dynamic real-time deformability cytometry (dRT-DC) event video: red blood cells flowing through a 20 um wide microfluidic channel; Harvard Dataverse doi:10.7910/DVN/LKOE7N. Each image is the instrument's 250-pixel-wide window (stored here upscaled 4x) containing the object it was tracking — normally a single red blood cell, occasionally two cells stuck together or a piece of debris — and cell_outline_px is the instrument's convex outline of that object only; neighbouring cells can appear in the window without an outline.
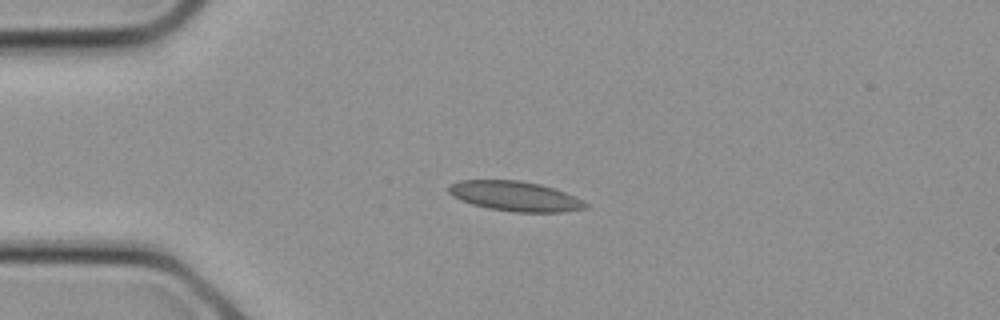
{"species": "common noctule bat (a hibernating species)", "species_latin": "Nyctalus noctula", "temperature_condition": "cold", "stored_images_in_passage": 9, "camera_frame_rate_fps": 3000, "um_per_image_px": 0.085, "animal": {"sex": "female", "body_mass_g": 21.9}, "frame": {"image": 1, "passage_image": 1, "time_ms": 0.0, "image_size_px": [1000, 320], "cell_outline_px": [[588, 208], [564, 212], [512, 212], [488, 208], [472, 204], [460, 200], [452, 196], [448, 192], [448, 184], [460, 180], [520, 180], [540, 184], [564, 192], [584, 200], [588, 204]], "centroid_in_image_um": [43.77, 16.68], "position_along_channel_um": 41.2, "area_um2": 23.99}}
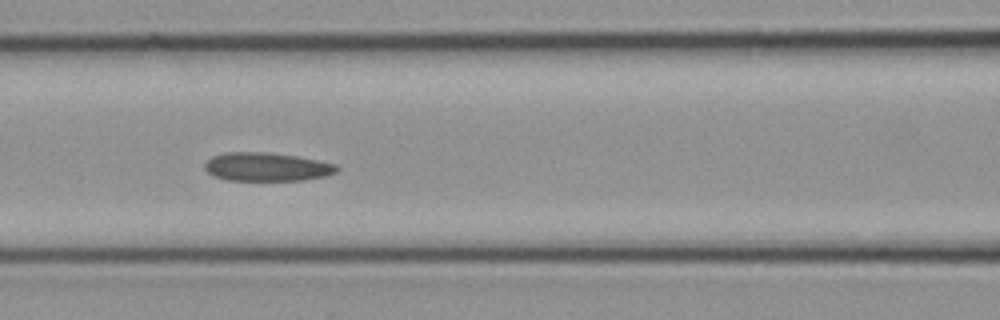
{"frame": {"image": 2, "passage_image": 6, "time_ms": 1.667, "image_size_px": [1000, 320], "cell_outline_px": [[340, 168], [336, 172], [328, 176], [304, 180], [228, 180], [212, 176], [204, 168], [204, 164], [212, 156], [228, 152], [268, 152], [296, 156], [336, 164]], "centroid_in_image_um": [22.68, 14.19], "position_along_channel_um": 143.9, "area_um2": 22.02}}
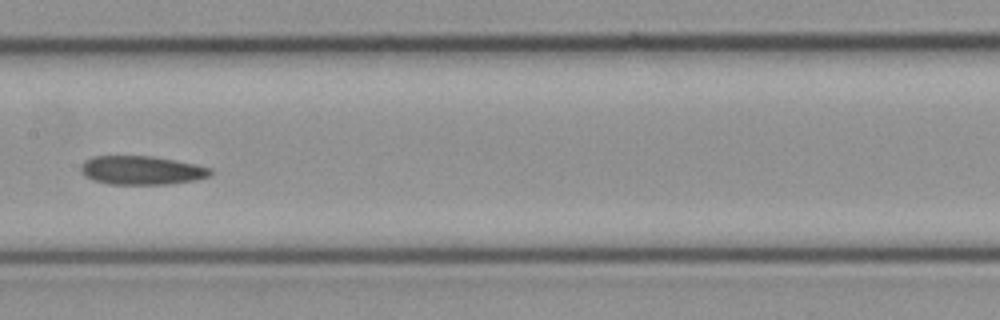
{"frame": {"image": 3, "passage_image": 8, "time_ms": 2.333, "image_size_px": [1000, 320], "cell_outline_px": [[212, 172], [208, 176], [196, 180], [168, 184], [108, 184], [92, 180], [84, 176], [80, 172], [80, 168], [84, 160], [92, 156], [152, 156], [176, 160], [196, 164], [212, 168]], "centroid_in_image_um": [12.01, 14.47], "position_along_channel_um": 195.4, "area_um2": 21.91}}